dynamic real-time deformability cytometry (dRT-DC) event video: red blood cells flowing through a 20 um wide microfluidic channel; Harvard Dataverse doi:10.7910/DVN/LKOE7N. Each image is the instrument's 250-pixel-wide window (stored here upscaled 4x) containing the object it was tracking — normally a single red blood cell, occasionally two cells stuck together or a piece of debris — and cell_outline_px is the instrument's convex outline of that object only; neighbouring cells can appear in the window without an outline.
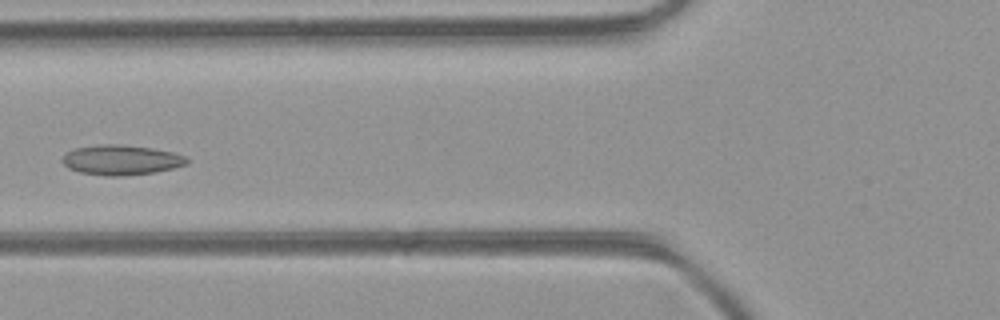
{"species": "common noctule bat (a hibernating species)", "species_latin": "Nyctalus noctula", "temperature_condition": "room temperature", "stored_images_in_passage": 7, "camera_frame_rate_fps": 3000, "um_per_image_px": 0.085, "animal": {"sex": "female", "body_mass_g": 21.9}, "frame": {"image": 1, "passage_image": 6, "time_ms": 1.667, "image_size_px": [1000, 320], "cell_outline_px": [[188, 164], [156, 172], [120, 176], [104, 176], [80, 172], [68, 168], [60, 160], [64, 152], [76, 148], [100, 144], [124, 144], [152, 148], [172, 152], [184, 156], [188, 160]], "centroid_in_image_um": [10.26, 13.59], "position_along_channel_um": 115.5, "area_um2": 21.91}}
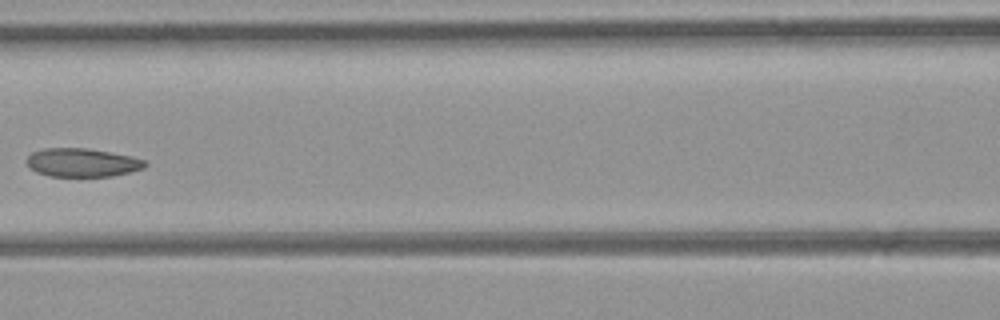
{"frame": {"image": 2, "passage_image": 7, "time_ms": 2.0, "image_size_px": [1000, 320], "cell_outline_px": [[148, 164], [144, 168], [112, 176], [48, 176], [36, 172], [28, 164], [28, 156], [32, 152], [44, 148], [88, 148], [132, 156], [144, 160]], "centroid_in_image_um": [7.0, 13.81], "position_along_channel_um": 159.6, "area_um2": 19.54}}